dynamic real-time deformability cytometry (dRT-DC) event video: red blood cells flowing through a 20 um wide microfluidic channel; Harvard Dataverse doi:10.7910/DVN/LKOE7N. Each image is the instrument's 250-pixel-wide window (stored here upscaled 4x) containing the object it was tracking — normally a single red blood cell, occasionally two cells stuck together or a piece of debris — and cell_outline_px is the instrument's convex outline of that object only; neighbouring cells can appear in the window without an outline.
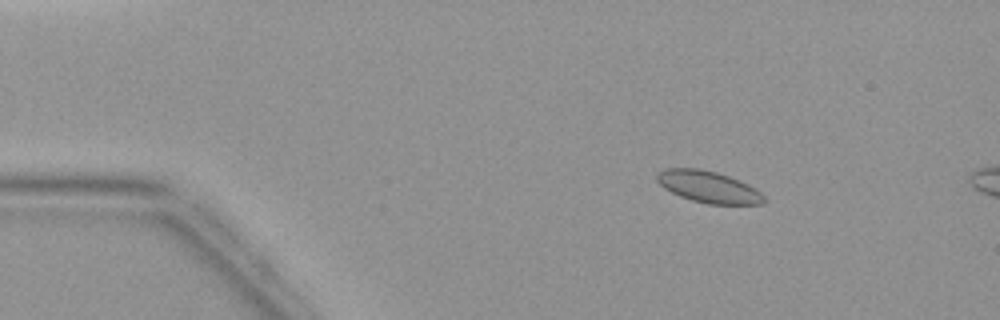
{"species": "common noctule bat (a hibernating species)", "species_latin": "Nyctalus noctula", "temperature_condition": "warm", "stored_images_in_passage": 5, "camera_frame_rate_fps": 3000, "um_per_image_px": 0.085, "animal": {"sex": "female", "body_mass_g": 19.9}, "frame": {"image": 1, "passage_image": 3, "time_ms": 2.333, "image_size_px": [1000, 320], "cell_outline_px": [[764, 204], [708, 204], [692, 200], [680, 196], [664, 188], [656, 180], [656, 172], [664, 168], [700, 168], [716, 172], [740, 180], [756, 188], [764, 196]], "centroid_in_image_um": [60.2, 15.87], "position_along_channel_um": 24.8, "area_um2": 19.83}}